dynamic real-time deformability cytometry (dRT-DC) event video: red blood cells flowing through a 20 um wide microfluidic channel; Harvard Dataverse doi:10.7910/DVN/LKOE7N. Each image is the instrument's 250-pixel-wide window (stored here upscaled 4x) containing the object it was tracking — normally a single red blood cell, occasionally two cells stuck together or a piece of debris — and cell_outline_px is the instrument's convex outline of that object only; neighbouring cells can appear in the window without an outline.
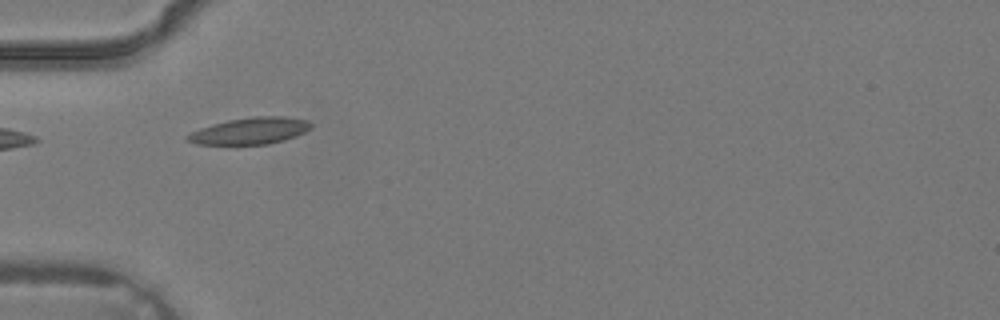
{"species": "common noctule bat (a hibernating species)", "species_latin": "Nyctalus noctula", "temperature_condition": "warm", "stored_images_in_passage": 1, "camera_frame_rate_fps": 3000, "um_per_image_px": 0.085, "animal": {"sex": "male", "body_mass_g": 19.2, "forearm_length_mm": 51.8}, "frame": {"image": 1, "passage_image": 1, "time_ms": 0.0, "image_size_px": [1000, 320], "cell_outline_px": [[312, 128], [296, 136], [284, 140], [268, 144], [196, 144], [184, 140], [184, 136], [200, 128], [212, 124], [228, 120], [252, 116], [284, 116], [308, 120], [312, 124]], "centroid_in_image_um": [21.25, 11.12], "position_along_channel_um": 63.7, "area_um2": 19.31}}